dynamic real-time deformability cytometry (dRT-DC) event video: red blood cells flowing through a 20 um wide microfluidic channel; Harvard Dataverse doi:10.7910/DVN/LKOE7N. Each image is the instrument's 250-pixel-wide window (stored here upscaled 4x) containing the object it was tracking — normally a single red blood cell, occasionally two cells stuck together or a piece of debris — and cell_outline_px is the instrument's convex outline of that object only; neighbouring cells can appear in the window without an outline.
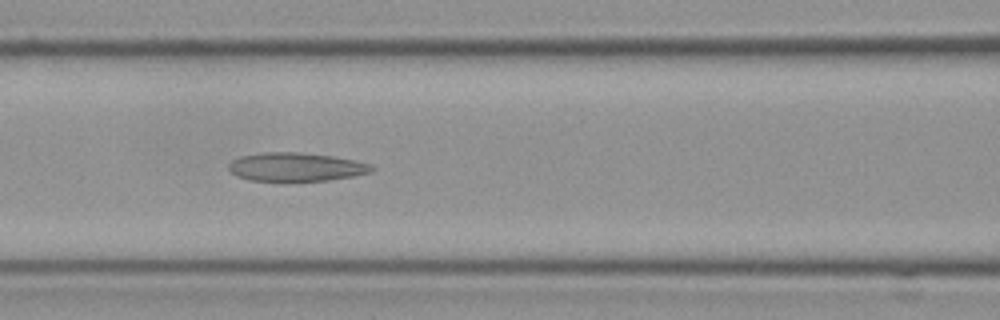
{"species": "Egyptian fruit bat (a non-hibernating species)", "species_latin": "Rousettus aegyptiacus", "temperature_condition": "cold", "stored_images_in_passage": 8, "camera_frame_rate_fps": 3000, "um_per_image_px": 0.085, "frame": {"image": 1, "passage_image": 6, "time_ms": 1.667, "image_size_px": [1000, 320], "cell_outline_px": [[376, 168], [372, 172], [352, 176], [328, 180], [252, 180], [236, 176], [228, 168], [228, 164], [232, 160], [240, 156], [264, 152], [300, 152], [332, 156], [372, 164]], "centroid_in_image_um": [25.16, 14.17], "position_along_channel_um": 141.4, "area_um2": 23.58}}
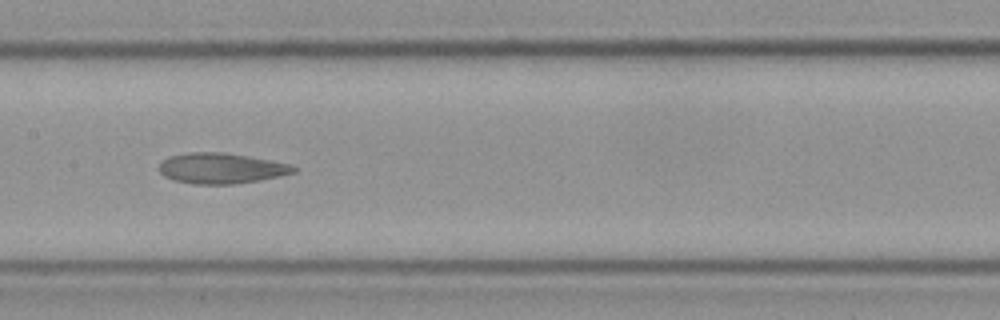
{"frame": {"image": 2, "passage_image": 7, "time_ms": 2.0, "image_size_px": [1000, 320], "cell_outline_px": [[296, 172], [280, 176], [232, 184], [196, 184], [176, 180], [164, 176], [160, 172], [160, 164], [168, 156], [188, 152], [224, 152], [272, 160], [292, 164], [296, 168]], "centroid_in_image_um": [18.82, 14.29], "position_along_channel_um": 188.6, "area_um2": 23.81}}
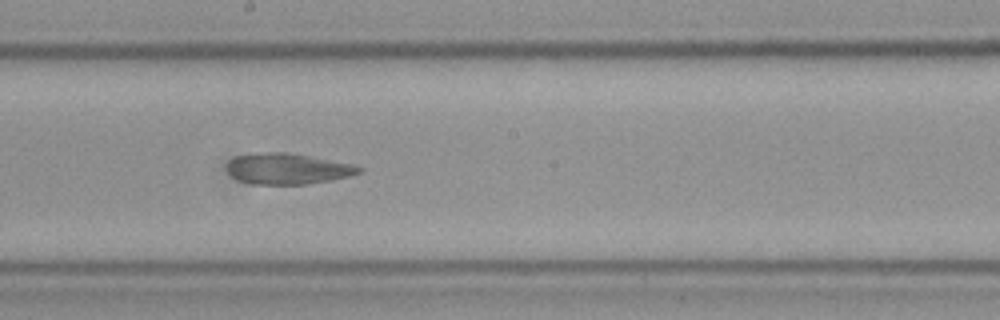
{"frame": {"image": 3, "passage_image": 8, "time_ms": 2.333, "image_size_px": [1000, 320], "cell_outline_px": [[360, 172], [348, 176], [332, 180], [308, 184], [252, 184], [236, 180], [228, 172], [228, 160], [236, 156], [260, 152], [288, 152], [352, 164], [360, 168]], "centroid_in_image_um": [24.39, 14.34], "position_along_channel_um": 223.8, "area_um2": 23.64}}